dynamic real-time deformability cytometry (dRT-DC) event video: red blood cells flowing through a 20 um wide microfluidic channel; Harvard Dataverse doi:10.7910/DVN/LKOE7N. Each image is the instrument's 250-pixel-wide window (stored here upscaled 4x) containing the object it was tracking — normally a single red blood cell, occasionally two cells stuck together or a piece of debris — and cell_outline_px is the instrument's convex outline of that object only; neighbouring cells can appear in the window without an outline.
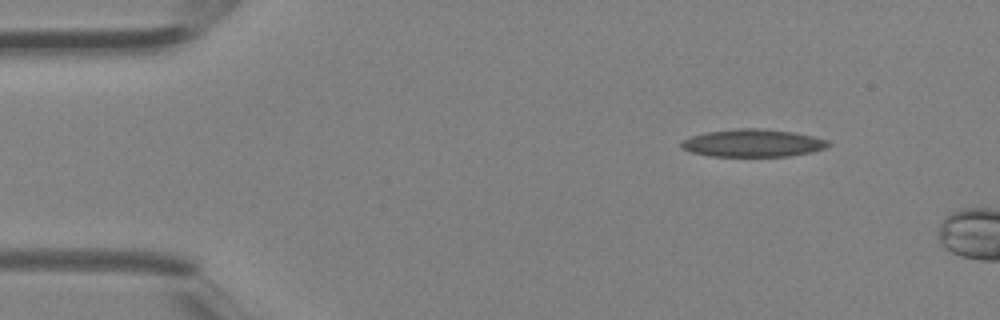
{"species": "Egyptian fruit bat (a non-hibernating species)", "species_latin": "Rousettus aegyptiacus", "temperature_condition": "room temperature", "stored_images_in_passage": 5, "segment_of_instrument_passage": [2, 2], "camera_frame_rate_fps": 3000, "um_per_image_px": 0.085, "animal": {"sex": "female"}, "frame": {"image": 1, "passage_image": 5, "time_ms": 1.333, "image_size_px": [1000, 320], "cell_outline_px": [[832, 144], [828, 148], [812, 152], [788, 156], [712, 156], [692, 152], [680, 148], [680, 144], [684, 140], [692, 136], [704, 132], [736, 128], [764, 128], [792, 132], [812, 136], [828, 140]], "centroid_in_image_um": [64.02, 12.15], "position_along_channel_um": 21.0, "area_um2": 23.81}}